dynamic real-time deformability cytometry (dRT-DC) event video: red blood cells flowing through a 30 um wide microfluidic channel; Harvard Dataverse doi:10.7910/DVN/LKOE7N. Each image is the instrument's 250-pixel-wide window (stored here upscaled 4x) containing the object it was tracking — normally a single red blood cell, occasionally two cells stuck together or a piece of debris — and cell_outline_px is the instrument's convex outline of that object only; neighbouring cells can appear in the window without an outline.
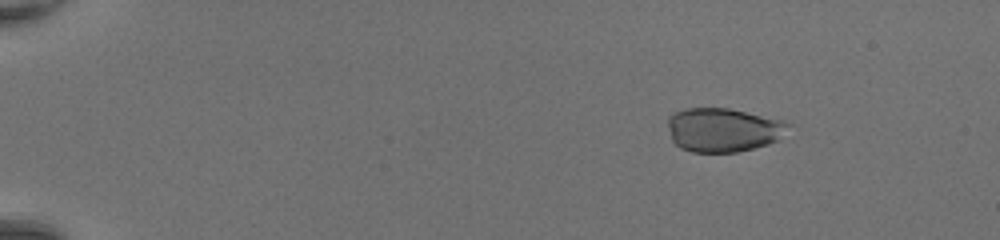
{"species": "common noctule bat (a hibernating species)", "species_latin": "Nyctalus noctula", "temperature_condition": "room temperature", "stored_images_in_passage": 49, "camera_frame_rate_fps": 3000, "um_per_image_px": 0.085, "animal": {"sex": "female", "body_mass_g": 20.0, "forearm_length_mm": 54.0}, "frame": {"image": 1, "passage_image": 8, "time_ms": 2.333, "image_size_px": [1000, 240], "cell_outline_px": [[796, 124], [780, 140], [768, 144], [736, 152], [692, 152], [680, 148], [672, 140], [668, 124], [668, 116], [684, 108], [728, 108], [784, 120]], "centroid_in_image_um": [61.55, 11.03], "position_along_channel_um": 23.4, "area_um2": 31.27}}
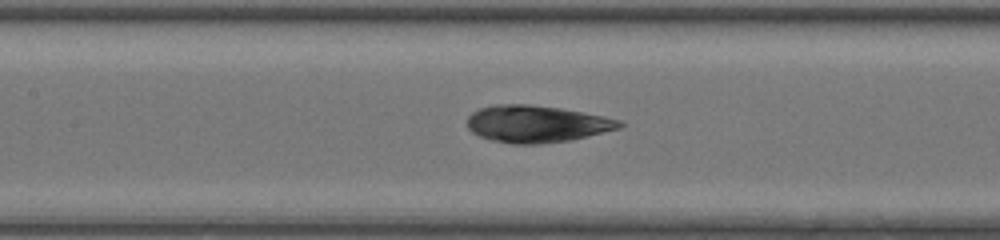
{"frame": {"image": 2, "passage_image": 26, "time_ms": 8.333, "image_size_px": [1000, 240], "cell_outline_px": [[624, 124], [620, 128], [568, 140], [540, 144], [512, 144], [492, 140], [480, 136], [472, 132], [468, 128], [468, 116], [472, 112], [480, 108], [492, 104], [528, 104], [560, 108], [604, 116], [620, 120]], "centroid_in_image_um": [45.58, 10.52], "position_along_channel_um": 161.8, "area_um2": 32.66}}
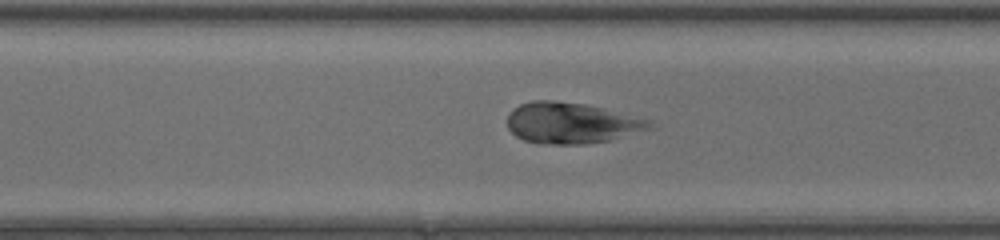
{"frame": {"image": 3, "passage_image": 37, "time_ms": 12.0, "image_size_px": [1000, 240], "cell_outline_px": [[652, 128], [612, 140], [584, 144], [540, 144], [524, 140], [516, 136], [508, 128], [508, 112], [512, 108], [520, 104], [532, 100], [552, 100], [584, 104], [604, 108], [652, 120]], "centroid_in_image_um": [48.56, 10.45], "position_along_channel_um": 322.0, "area_um2": 34.22}}